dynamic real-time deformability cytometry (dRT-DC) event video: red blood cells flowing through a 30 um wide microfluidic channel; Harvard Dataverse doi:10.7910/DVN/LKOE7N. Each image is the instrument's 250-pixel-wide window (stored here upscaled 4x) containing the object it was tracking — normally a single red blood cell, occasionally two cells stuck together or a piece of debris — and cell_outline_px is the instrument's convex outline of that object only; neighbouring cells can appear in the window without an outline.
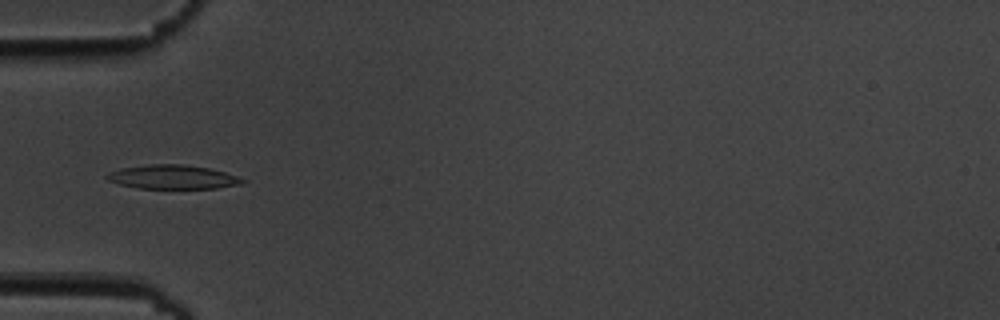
{"species": "common noctule bat (a hibernating species)", "species_latin": "Nyctalus noctula", "temperature_condition": "cold", "stored_images_in_passage": 10, "camera_frame_rate_fps": 3000, "um_per_image_px": 0.085, "animal": {"sex": "male", "body_mass_g": 19.5, "forearm_length_mm": 54.6}, "frame": {"image": 1, "passage_image": 5, "time_ms": 4.667, "image_size_px": [1000, 320], "cell_outline_px": [[248, 180], [240, 184], [216, 188], [136, 188], [120, 184], [108, 180], [104, 176], [108, 172], [120, 168], [148, 164], [184, 164], [208, 168], [224, 172]], "centroid_in_image_um": [14.64, 15.04], "position_along_channel_um": 70.4, "area_um2": 18.9}}
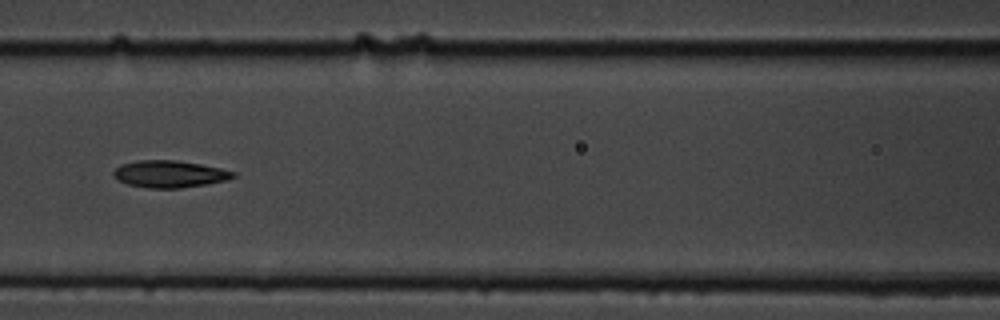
{"frame": {"image": 2, "passage_image": 7, "time_ms": 7.0, "image_size_px": [1000, 320], "cell_outline_px": [[236, 176], [228, 180], [180, 188], [148, 188], [128, 184], [120, 180], [112, 172], [120, 164], [136, 160], [176, 160], [200, 164], [220, 168], [236, 172]], "centroid_in_image_um": [14.43, 14.78], "position_along_channel_um": 152.2, "area_um2": 18.73}}
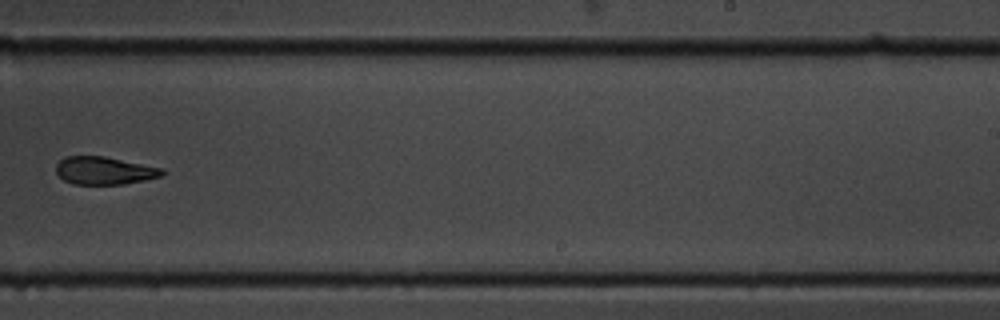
{"frame": {"image": 3, "passage_image": 10, "time_ms": 10.667, "image_size_px": [1000, 320], "cell_outline_px": [[164, 172], [160, 176], [144, 180], [124, 184], [72, 184], [64, 180], [56, 172], [56, 164], [64, 156], [104, 156], [164, 168]], "centroid_in_image_um": [8.85, 14.49], "position_along_channel_um": 280.1, "area_um2": 17.17}}